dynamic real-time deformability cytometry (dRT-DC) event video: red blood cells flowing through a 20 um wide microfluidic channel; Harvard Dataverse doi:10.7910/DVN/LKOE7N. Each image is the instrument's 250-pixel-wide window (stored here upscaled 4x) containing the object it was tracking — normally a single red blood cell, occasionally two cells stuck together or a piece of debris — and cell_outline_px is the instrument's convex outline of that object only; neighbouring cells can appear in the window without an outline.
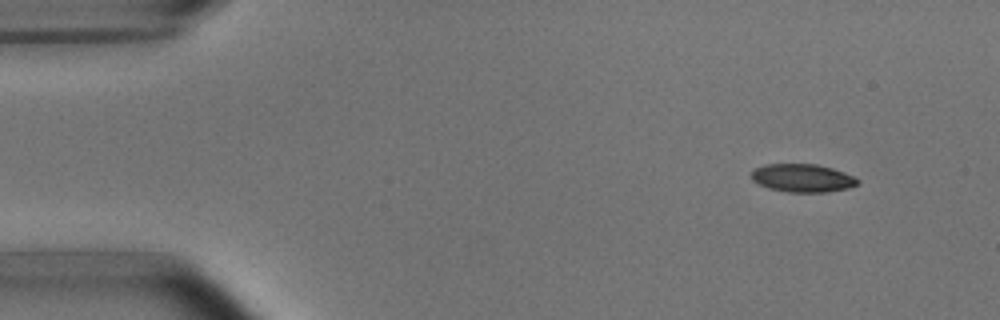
{"species": "common noctule bat (a hibernating species)", "species_latin": "Nyctalus noctula", "temperature_condition": "room temperature", "stored_images_in_passage": 5, "camera_frame_rate_fps": 3000, "um_per_image_px": 0.085, "animal": {"sex": "male", "body_mass_g": 15.6}, "frame": {"image": 1, "passage_image": 1, "time_ms": 0.0, "image_size_px": [1000, 320], "cell_outline_px": [[860, 184], [848, 188], [828, 192], [788, 192], [768, 188], [752, 180], [752, 172], [756, 168], [764, 164], [816, 164], [832, 168], [844, 172], [860, 180]], "centroid_in_image_um": [68.24, 15.13], "position_along_channel_um": 16.8, "area_um2": 17.4}}